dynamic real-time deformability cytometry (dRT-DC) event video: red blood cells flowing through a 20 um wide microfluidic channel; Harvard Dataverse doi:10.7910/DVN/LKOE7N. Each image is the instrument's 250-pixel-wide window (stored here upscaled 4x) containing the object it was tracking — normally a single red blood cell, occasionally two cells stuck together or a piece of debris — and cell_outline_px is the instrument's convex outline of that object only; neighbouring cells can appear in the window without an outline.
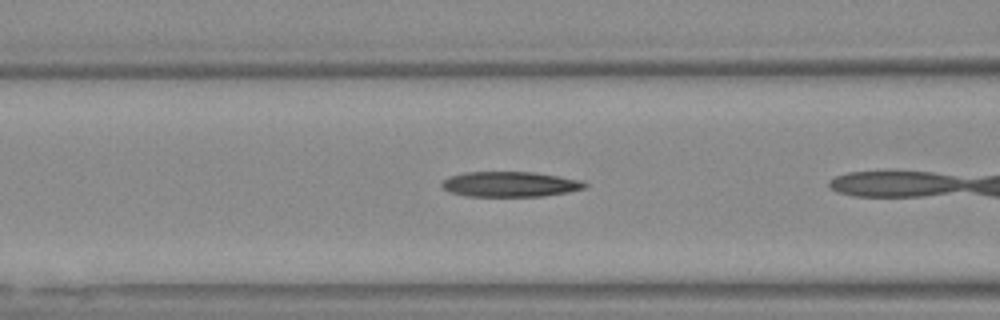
{"species": "Egyptian fruit bat (a non-hibernating species)", "species_latin": "Rousettus aegyptiacus", "temperature_condition": "warm", "stored_images_in_passage": 6, "camera_frame_rate_fps": 3000, "um_per_image_px": 0.085, "animal": {"sex": "female"}, "frame": {"image": 1, "passage_image": 5, "time_ms": 1.333, "image_size_px": [1000, 320], "cell_outline_px": [[588, 184], [584, 188], [568, 192], [540, 196], [464, 196], [448, 192], [440, 184], [448, 176], [464, 172], [536, 172], [580, 180]], "centroid_in_image_um": [43.31, 15.65], "position_along_channel_um": 123.3, "area_um2": 21.04}}